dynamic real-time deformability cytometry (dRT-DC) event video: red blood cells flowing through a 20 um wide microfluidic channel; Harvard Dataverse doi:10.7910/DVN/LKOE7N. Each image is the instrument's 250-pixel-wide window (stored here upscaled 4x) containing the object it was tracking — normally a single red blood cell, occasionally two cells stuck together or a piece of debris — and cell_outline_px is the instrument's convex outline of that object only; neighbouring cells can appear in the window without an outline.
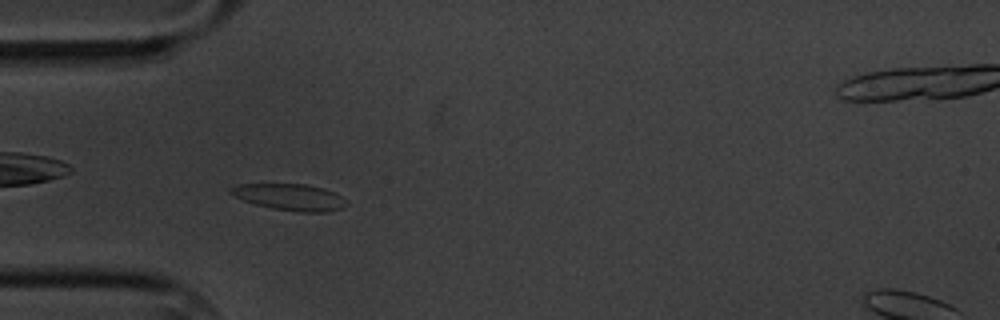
{"species": "common noctule bat (a hibernating species)", "species_latin": "Nyctalus noctula", "temperature_condition": "cold", "stored_images_in_passage": 5, "camera_frame_rate_fps": 3000, "um_per_image_px": 0.085, "animal": {"sex": "male", "body_mass_g": 20.1, "forearm_length_mm": 53.5}, "frame": {"image": 1, "passage_image": 4, "time_ms": 3.667, "image_size_px": [1000, 320], "cell_outline_px": [[348, 204], [344, 208], [328, 212], [300, 212], [272, 208], [256, 204], [232, 196], [228, 192], [228, 188], [236, 184], [304, 184], [324, 188], [348, 200]], "centroid_in_image_um": [24.64, 16.75], "position_along_channel_um": 60.4, "area_um2": 18.03}}
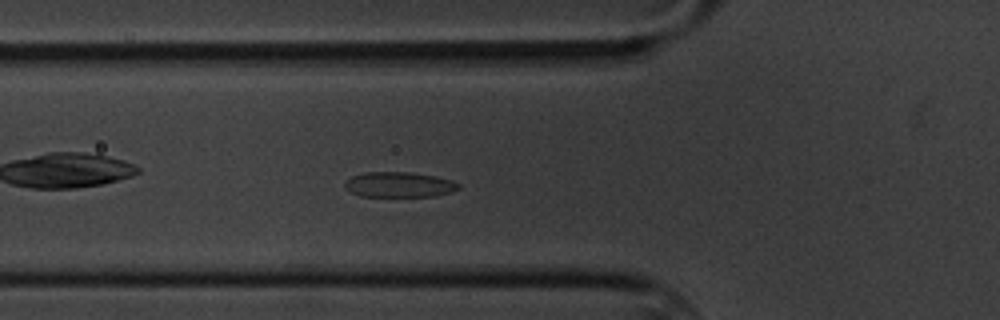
{"frame": {"image": 2, "passage_image": 5, "time_ms": 4.667, "image_size_px": [1000, 320], "cell_outline_px": [[460, 188], [452, 192], [436, 196], [360, 196], [344, 188], [344, 184], [352, 176], [364, 172], [412, 172], [436, 176], [452, 180], [460, 184]], "centroid_in_image_um": [33.96, 15.69], "position_along_channel_um": 91.8, "area_um2": 16.82}}